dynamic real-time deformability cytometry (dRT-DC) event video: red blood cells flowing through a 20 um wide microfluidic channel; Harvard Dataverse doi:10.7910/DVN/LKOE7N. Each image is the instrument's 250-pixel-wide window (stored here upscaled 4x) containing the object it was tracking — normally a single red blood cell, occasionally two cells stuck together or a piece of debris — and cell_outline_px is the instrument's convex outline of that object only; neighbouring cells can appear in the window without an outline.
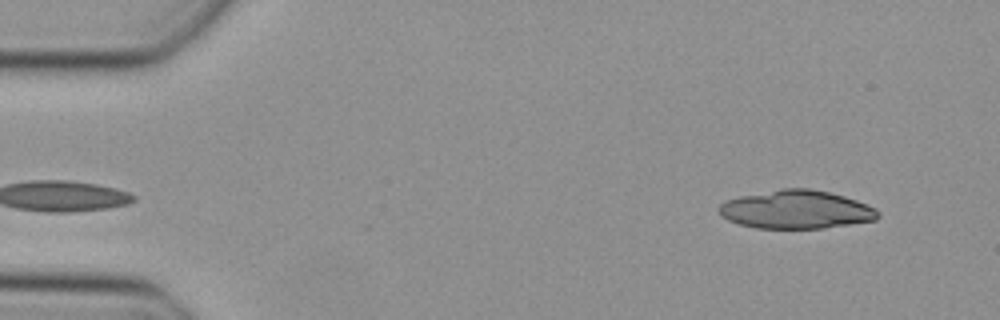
{"species": "Egyptian fruit bat (a non-hibernating species)", "species_latin": "Rousettus aegyptiacus", "temperature_condition": "cold", "stored_images_in_passage": 12, "camera_frame_rate_fps": 3000, "um_per_image_px": 0.085, "animal": {"sex": "female"}, "frame": {"image": 1, "passage_image": 1, "time_ms": 0.0, "image_size_px": [1000, 320], "cell_outline_px": [[880, 216], [876, 220], [824, 228], [756, 228], [740, 224], [728, 220], [720, 216], [716, 208], [724, 200], [740, 196], [780, 188], [808, 188], [828, 192], [844, 196], [856, 200], [876, 208], [880, 212]], "centroid_in_image_um": [67.65, 17.81], "position_along_channel_um": 17.4, "area_um2": 35.78}}